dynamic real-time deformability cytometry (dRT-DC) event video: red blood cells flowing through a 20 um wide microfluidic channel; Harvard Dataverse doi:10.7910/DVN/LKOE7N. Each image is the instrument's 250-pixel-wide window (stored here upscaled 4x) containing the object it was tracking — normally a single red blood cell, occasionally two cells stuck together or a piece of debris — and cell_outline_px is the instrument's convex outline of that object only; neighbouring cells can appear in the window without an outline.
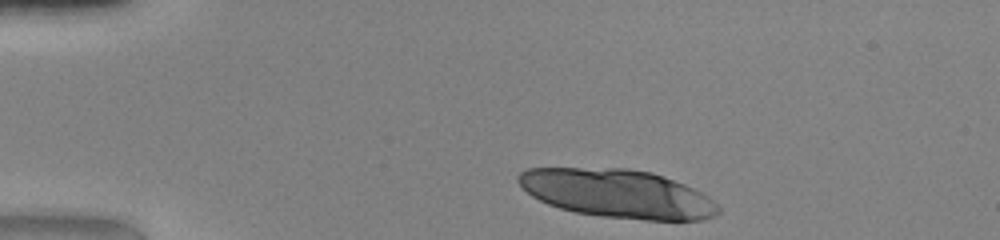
{"species": "human", "species_latin": "Homo sapiens", "temperature_condition": "warm", "stored_images_in_passage": 15, "camera_frame_rate_fps": 3000, "um_per_image_px": 0.085, "donor": {"sex": "female"}, "frame": {"image": 1, "passage_image": 1, "time_ms": 0.0, "image_size_px": [1000, 240], "cell_outline_px": [[720, 212], [716, 216], [704, 220], [644, 220], [600, 216], [576, 212], [560, 208], [548, 204], [532, 196], [516, 180], [516, 176], [520, 172], [528, 168], [628, 168], [652, 172], [664, 176], [684, 184], [708, 196], [720, 208]], "centroid_in_image_um": [52.5, 16.45], "position_along_channel_um": 32.5, "area_um2": 56.59}}